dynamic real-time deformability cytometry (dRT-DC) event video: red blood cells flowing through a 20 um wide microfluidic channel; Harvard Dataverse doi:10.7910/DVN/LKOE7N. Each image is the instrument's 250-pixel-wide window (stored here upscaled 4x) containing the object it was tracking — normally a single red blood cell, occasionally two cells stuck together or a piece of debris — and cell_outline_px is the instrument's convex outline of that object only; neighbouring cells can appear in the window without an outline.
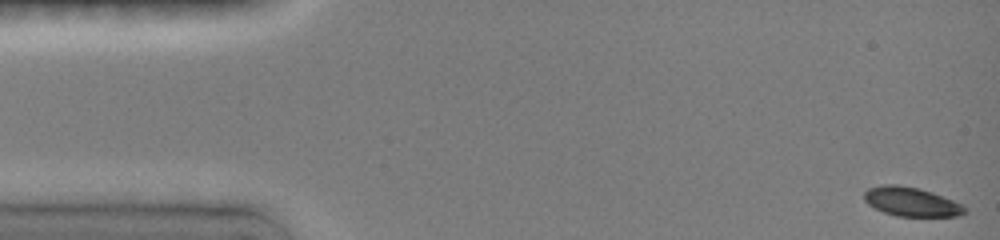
{"species": "common noctule bat (a hibernating species)", "species_latin": "Nyctalus noctula", "temperature_condition": "room temperature", "stored_images_in_passage": 8, "camera_frame_rate_fps": 3000, "um_per_image_px": 0.085, "animal": {"sex": "female", "body_mass_g": 19.0, "forearm_length_mm": 51.5}, "frame": {"image": 1, "passage_image": 1, "time_ms": 0.0, "image_size_px": [1000, 240], "cell_outline_px": [[968, 212], [960, 216], [896, 216], [884, 212], [868, 204], [864, 200], [864, 192], [868, 188], [880, 184], [896, 184], [920, 188], [932, 192], [952, 200], [968, 208]], "centroid_in_image_um": [77.46, 17.14], "position_along_channel_um": 7.5, "area_um2": 17.17}}
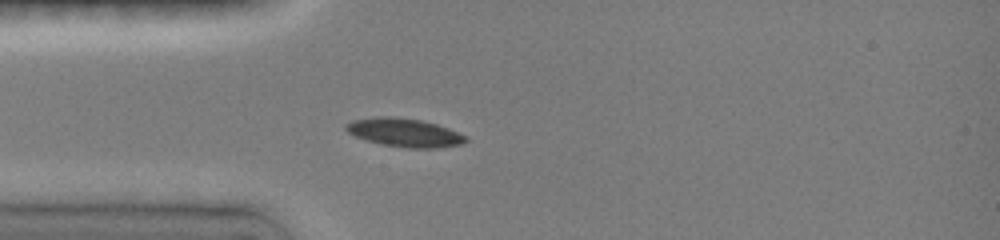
{"frame": {"image": 2, "passage_image": 6, "time_ms": 4.0, "image_size_px": [1000, 240], "cell_outline_px": [[468, 140], [460, 144], [436, 148], [408, 148], [380, 144], [356, 136], [348, 132], [344, 128], [344, 124], [352, 120], [376, 116], [392, 116], [424, 120], [448, 128], [468, 136]], "centroid_in_image_um": [34.37, 11.25], "position_along_channel_um": 50.6, "area_um2": 20.0}}